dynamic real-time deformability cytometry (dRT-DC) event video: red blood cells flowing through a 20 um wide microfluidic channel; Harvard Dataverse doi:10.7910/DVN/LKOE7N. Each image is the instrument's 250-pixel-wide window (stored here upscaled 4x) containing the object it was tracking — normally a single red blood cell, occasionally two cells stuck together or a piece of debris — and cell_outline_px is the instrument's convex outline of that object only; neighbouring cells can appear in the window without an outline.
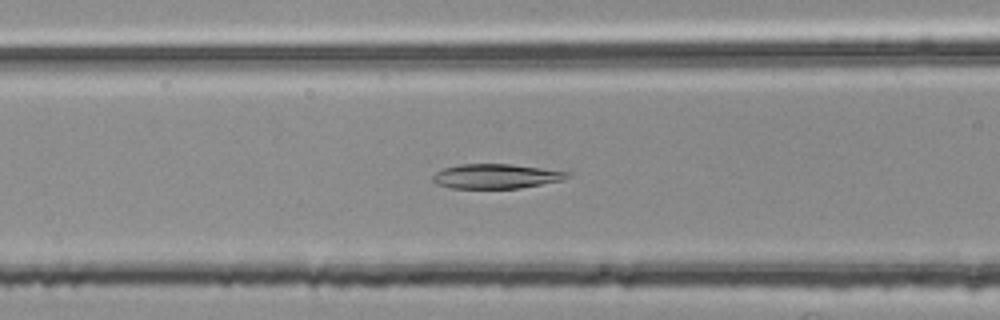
{"species": "common noctule bat (a hibernating species)", "species_latin": "Nyctalus noctula", "temperature_condition": "room temperature", "stored_images_in_passage": 45, "camera_frame_rate_fps": 3000, "um_per_image_px": 0.085, "animal": {"sex": "female", "body_mass_g": 25.1}, "frame": {"image": 1, "passage_image": 13, "time_ms": 4.0, "image_size_px": [1000, 320], "cell_outline_px": [[568, 176], [564, 180], [520, 188], [452, 188], [436, 184], [432, 180], [432, 176], [436, 172], [444, 168], [460, 164], [508, 164], [568, 172]], "centroid_in_image_um": [42.11, 14.99], "position_along_channel_um": 124.5, "area_um2": 19.02}}
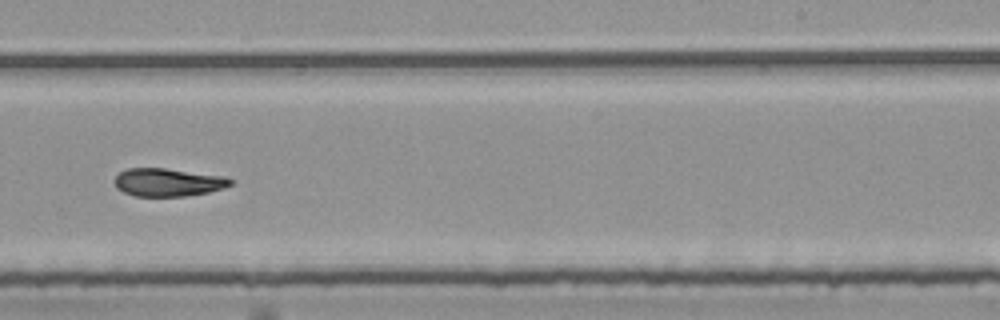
{"frame": {"image": 2, "passage_image": 25, "time_ms": 8.0, "image_size_px": [1000, 320], "cell_outline_px": [[232, 184], [224, 188], [208, 192], [184, 196], [136, 196], [124, 192], [116, 188], [112, 180], [120, 172], [128, 168], [164, 168], [224, 176], [232, 180]], "centroid_in_image_um": [14.24, 15.49], "position_along_channel_um": 274.8, "area_um2": 18.9}}
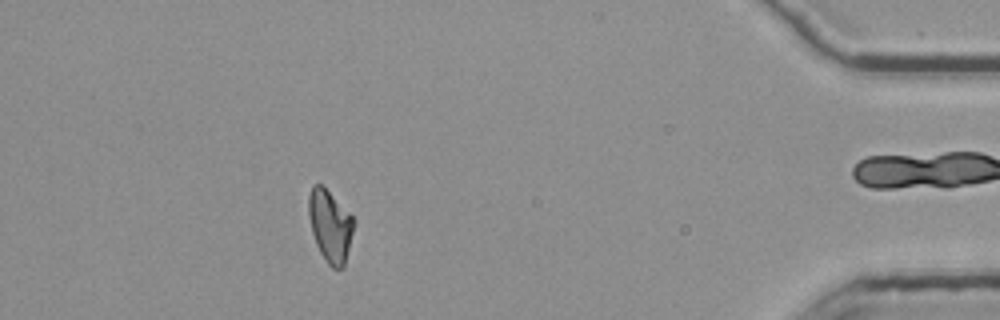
{"frame": {"image": 3, "passage_image": 40, "time_ms": 13.0, "image_size_px": [1000, 320], "cell_outline_px": [[356, 220], [344, 268], [332, 268], [328, 264], [320, 252], [316, 244], [312, 232], [308, 216], [308, 196], [312, 184], [320, 184]], "centroid_in_image_um": [28.05, 19.22], "position_along_channel_um": 407.1, "area_um2": 18.84}, "authors_computed_cell_mechanics": {"area_um2": 19.5942, "velocity_mm_per_s": 3.7677, "shape_relaxation_time_tau1_ms": 11.3286, "shape_relaxation_time_tau2_ms": null, "deformation_change_tau1": 0.2651, "deformation_change_tau2": null}}